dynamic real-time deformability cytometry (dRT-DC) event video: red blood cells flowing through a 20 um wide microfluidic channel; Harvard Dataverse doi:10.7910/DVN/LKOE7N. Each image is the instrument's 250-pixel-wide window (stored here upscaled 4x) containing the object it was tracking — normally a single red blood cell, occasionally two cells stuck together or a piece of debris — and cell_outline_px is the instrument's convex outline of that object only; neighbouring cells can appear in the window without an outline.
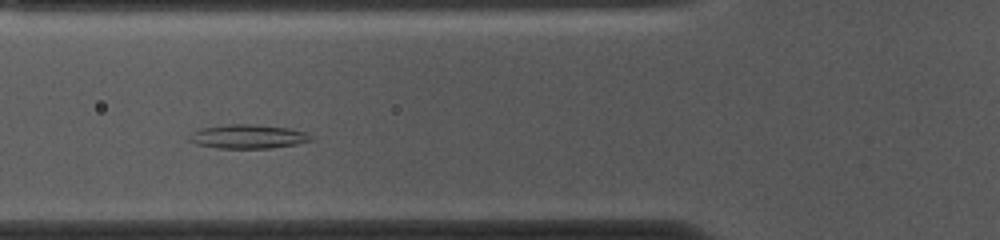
{"species": "common noctule bat (a hibernating species)", "species_latin": "Nyctalus noctula", "temperature_condition": "cold", "stored_images_in_passage": 44, "camera_frame_rate_fps": 3000, "um_per_image_px": 0.085, "animal": {"sex": "female", "body_mass_g": 10.0, "forearm_length_mm": 53.1}, "frame": {"image": 1, "passage_image": 9, "time_ms": 2.667, "image_size_px": [1000, 240], "cell_outline_px": [[312, 140], [296, 144], [272, 148], [220, 148], [196, 144], [188, 140], [188, 136], [192, 132], [200, 128], [228, 124], [252, 124], [288, 128], [308, 132], [312, 136]], "centroid_in_image_um": [21.07, 11.6], "position_along_channel_um": 104.7, "area_um2": 17.05}}
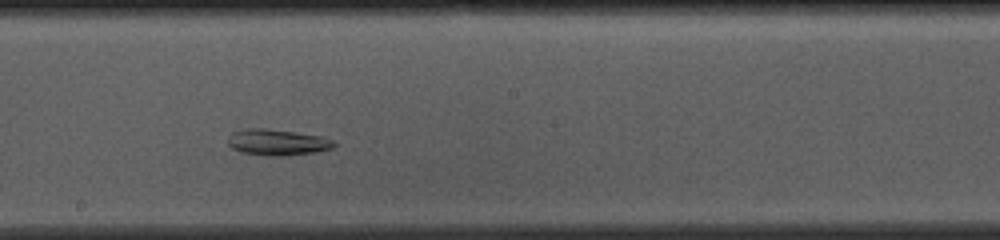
{"frame": {"image": 2, "passage_image": 19, "time_ms": 6.0, "image_size_px": [1000, 240], "cell_outline_px": [[336, 144], [332, 148], [312, 152], [284, 156], [268, 156], [240, 152], [232, 148], [228, 144], [228, 136], [232, 132], [248, 128], [268, 128], [296, 132], [320, 136], [332, 140]], "centroid_in_image_um": [23.52, 12.09], "position_along_channel_um": 224.7, "area_um2": 16.13}}
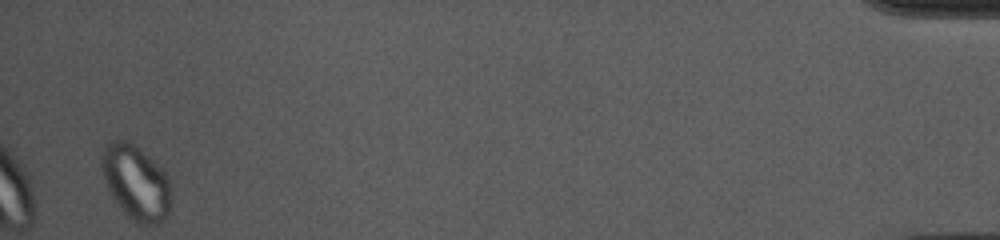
{"frame": {"image": 3, "passage_image": 43, "time_ms": 14.0, "image_size_px": [1000, 240], "cell_outline_px": [[172, 196], [168, 216], [160, 224], [140, 224], [128, 216], [124, 212], [112, 196], [104, 180], [100, 164], [100, 156], [104, 148], [112, 140], [124, 140], [132, 144], [160, 164], [168, 176], [172, 188]], "centroid_in_image_um": [11.6, 15.51], "position_along_channel_um": 423.6, "area_um2": 30.52}, "authors_computed_cell_mechanics": {"area_um2": 19.2185, "velocity_mm_per_s": 3.5976, "shape_relaxation_time_tau1_ms": null, "shape_relaxation_time_tau2_ms": 5.1476, "deformation_change_tau1": null, "deformation_change_tau2": 0.1038}}